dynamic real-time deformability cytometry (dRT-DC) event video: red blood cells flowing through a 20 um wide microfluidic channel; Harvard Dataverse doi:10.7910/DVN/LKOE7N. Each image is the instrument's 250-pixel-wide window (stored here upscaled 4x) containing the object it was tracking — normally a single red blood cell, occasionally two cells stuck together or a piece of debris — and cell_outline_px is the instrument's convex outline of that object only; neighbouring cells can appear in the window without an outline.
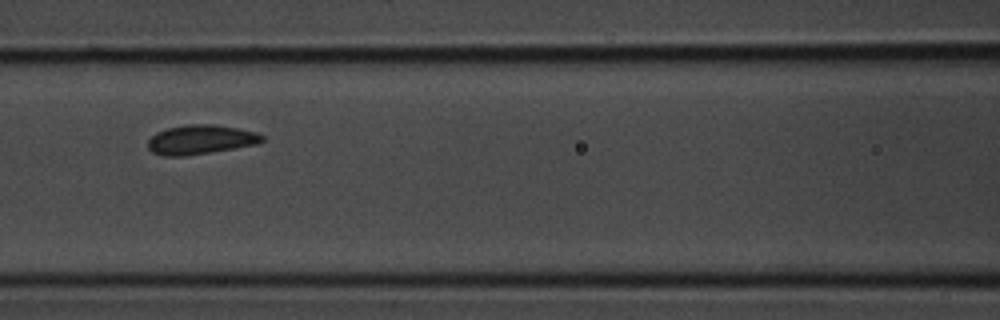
{"species": "common noctule bat (a hibernating species)", "species_latin": "Nyctalus noctula", "temperature_condition": "room temperature", "stored_images_in_passage": 7, "camera_frame_rate_fps": 3000, "um_per_image_px": 0.085, "animal": {"sex": "male", "body_mass_g": 20.1, "forearm_length_mm": 53.5}, "frame": {"image": 1, "passage_image": 6, "time_ms": 1.667, "image_size_px": [1000, 320], "cell_outline_px": [[264, 140], [256, 144], [236, 148], [184, 156], [164, 156], [152, 152], [148, 148], [148, 140], [156, 132], [168, 128], [188, 124], [212, 124], [236, 128], [256, 132], [264, 136]], "centroid_in_image_um": [17.04, 11.87], "position_along_channel_um": 149.6, "area_um2": 19.42}}
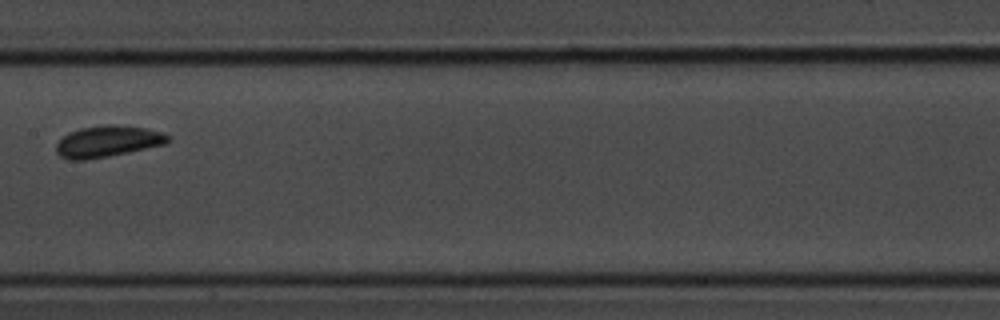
{"frame": {"image": 2, "passage_image": 7, "time_ms": 2.0, "image_size_px": [1000, 320], "cell_outline_px": [[172, 140], [168, 144], [108, 156], [84, 160], [68, 160], [60, 156], [56, 152], [56, 144], [68, 132], [80, 128], [108, 124], [112, 124], [144, 128], [160, 132], [168, 136]], "centroid_in_image_um": [9.14, 12.02], "position_along_channel_um": 198.3, "area_um2": 20.4}}